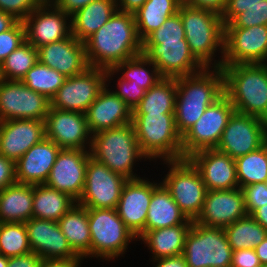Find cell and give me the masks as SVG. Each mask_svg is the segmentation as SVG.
I'll use <instances>...</instances> for the list:
<instances>
[{
    "label": "cell",
    "instance_id": "3",
    "mask_svg": "<svg viewBox=\"0 0 267 267\" xmlns=\"http://www.w3.org/2000/svg\"><path fill=\"white\" fill-rule=\"evenodd\" d=\"M178 13L190 52L205 68H221L224 56L222 16L211 10L185 4L180 5Z\"/></svg>",
    "mask_w": 267,
    "mask_h": 267
},
{
    "label": "cell",
    "instance_id": "15",
    "mask_svg": "<svg viewBox=\"0 0 267 267\" xmlns=\"http://www.w3.org/2000/svg\"><path fill=\"white\" fill-rule=\"evenodd\" d=\"M266 136V120L234 112L223 130L216 149L236 159L258 150Z\"/></svg>",
    "mask_w": 267,
    "mask_h": 267
},
{
    "label": "cell",
    "instance_id": "55",
    "mask_svg": "<svg viewBox=\"0 0 267 267\" xmlns=\"http://www.w3.org/2000/svg\"><path fill=\"white\" fill-rule=\"evenodd\" d=\"M150 262H153L152 264L155 267H188L186 259L182 254L161 259H154Z\"/></svg>",
    "mask_w": 267,
    "mask_h": 267
},
{
    "label": "cell",
    "instance_id": "45",
    "mask_svg": "<svg viewBox=\"0 0 267 267\" xmlns=\"http://www.w3.org/2000/svg\"><path fill=\"white\" fill-rule=\"evenodd\" d=\"M26 41L25 27L17 21L9 30L0 33V63Z\"/></svg>",
    "mask_w": 267,
    "mask_h": 267
},
{
    "label": "cell",
    "instance_id": "43",
    "mask_svg": "<svg viewBox=\"0 0 267 267\" xmlns=\"http://www.w3.org/2000/svg\"><path fill=\"white\" fill-rule=\"evenodd\" d=\"M255 25H267V0L245 8V11L224 25V28H248Z\"/></svg>",
    "mask_w": 267,
    "mask_h": 267
},
{
    "label": "cell",
    "instance_id": "33",
    "mask_svg": "<svg viewBox=\"0 0 267 267\" xmlns=\"http://www.w3.org/2000/svg\"><path fill=\"white\" fill-rule=\"evenodd\" d=\"M77 202L67 193L50 188L45 184L33 185L32 217L38 219H59Z\"/></svg>",
    "mask_w": 267,
    "mask_h": 267
},
{
    "label": "cell",
    "instance_id": "10",
    "mask_svg": "<svg viewBox=\"0 0 267 267\" xmlns=\"http://www.w3.org/2000/svg\"><path fill=\"white\" fill-rule=\"evenodd\" d=\"M234 112L235 108L225 94L208 106L198 121L182 135V159L204 149L216 148Z\"/></svg>",
    "mask_w": 267,
    "mask_h": 267
},
{
    "label": "cell",
    "instance_id": "29",
    "mask_svg": "<svg viewBox=\"0 0 267 267\" xmlns=\"http://www.w3.org/2000/svg\"><path fill=\"white\" fill-rule=\"evenodd\" d=\"M72 250L83 260L90 259L91 233L88 208L74 204L58 221ZM89 258V259H88Z\"/></svg>",
    "mask_w": 267,
    "mask_h": 267
},
{
    "label": "cell",
    "instance_id": "41",
    "mask_svg": "<svg viewBox=\"0 0 267 267\" xmlns=\"http://www.w3.org/2000/svg\"><path fill=\"white\" fill-rule=\"evenodd\" d=\"M32 252L25 223H0V254L7 258Z\"/></svg>",
    "mask_w": 267,
    "mask_h": 267
},
{
    "label": "cell",
    "instance_id": "12",
    "mask_svg": "<svg viewBox=\"0 0 267 267\" xmlns=\"http://www.w3.org/2000/svg\"><path fill=\"white\" fill-rule=\"evenodd\" d=\"M142 54L154 63L163 78H179L205 67L190 52L186 40L142 41Z\"/></svg>",
    "mask_w": 267,
    "mask_h": 267
},
{
    "label": "cell",
    "instance_id": "37",
    "mask_svg": "<svg viewBox=\"0 0 267 267\" xmlns=\"http://www.w3.org/2000/svg\"><path fill=\"white\" fill-rule=\"evenodd\" d=\"M224 230L233 251L254 249L267 237V230L251 215L240 218Z\"/></svg>",
    "mask_w": 267,
    "mask_h": 267
},
{
    "label": "cell",
    "instance_id": "46",
    "mask_svg": "<svg viewBox=\"0 0 267 267\" xmlns=\"http://www.w3.org/2000/svg\"><path fill=\"white\" fill-rule=\"evenodd\" d=\"M248 215L267 204V182L246 185L241 188Z\"/></svg>",
    "mask_w": 267,
    "mask_h": 267
},
{
    "label": "cell",
    "instance_id": "59",
    "mask_svg": "<svg viewBox=\"0 0 267 267\" xmlns=\"http://www.w3.org/2000/svg\"><path fill=\"white\" fill-rule=\"evenodd\" d=\"M254 249L263 267L267 265V237Z\"/></svg>",
    "mask_w": 267,
    "mask_h": 267
},
{
    "label": "cell",
    "instance_id": "24",
    "mask_svg": "<svg viewBox=\"0 0 267 267\" xmlns=\"http://www.w3.org/2000/svg\"><path fill=\"white\" fill-rule=\"evenodd\" d=\"M44 138V121L30 119L0 121V155L15 163Z\"/></svg>",
    "mask_w": 267,
    "mask_h": 267
},
{
    "label": "cell",
    "instance_id": "53",
    "mask_svg": "<svg viewBox=\"0 0 267 267\" xmlns=\"http://www.w3.org/2000/svg\"><path fill=\"white\" fill-rule=\"evenodd\" d=\"M95 0H55L53 3L68 15H73L76 11Z\"/></svg>",
    "mask_w": 267,
    "mask_h": 267
},
{
    "label": "cell",
    "instance_id": "61",
    "mask_svg": "<svg viewBox=\"0 0 267 267\" xmlns=\"http://www.w3.org/2000/svg\"><path fill=\"white\" fill-rule=\"evenodd\" d=\"M262 147L265 149L266 155H267V136L264 138Z\"/></svg>",
    "mask_w": 267,
    "mask_h": 267
},
{
    "label": "cell",
    "instance_id": "31",
    "mask_svg": "<svg viewBox=\"0 0 267 267\" xmlns=\"http://www.w3.org/2000/svg\"><path fill=\"white\" fill-rule=\"evenodd\" d=\"M33 184L17 183L0 191V223H25L32 218Z\"/></svg>",
    "mask_w": 267,
    "mask_h": 267
},
{
    "label": "cell",
    "instance_id": "32",
    "mask_svg": "<svg viewBox=\"0 0 267 267\" xmlns=\"http://www.w3.org/2000/svg\"><path fill=\"white\" fill-rule=\"evenodd\" d=\"M192 224H180L147 231L138 241L147 246L154 259L177 256L183 253L187 234Z\"/></svg>",
    "mask_w": 267,
    "mask_h": 267
},
{
    "label": "cell",
    "instance_id": "22",
    "mask_svg": "<svg viewBox=\"0 0 267 267\" xmlns=\"http://www.w3.org/2000/svg\"><path fill=\"white\" fill-rule=\"evenodd\" d=\"M188 159L198 169L207 190L239 187L235 159L216 148L195 152Z\"/></svg>",
    "mask_w": 267,
    "mask_h": 267
},
{
    "label": "cell",
    "instance_id": "19",
    "mask_svg": "<svg viewBox=\"0 0 267 267\" xmlns=\"http://www.w3.org/2000/svg\"><path fill=\"white\" fill-rule=\"evenodd\" d=\"M44 122L45 138L61 149L90 150L92 134L84 113L50 107Z\"/></svg>",
    "mask_w": 267,
    "mask_h": 267
},
{
    "label": "cell",
    "instance_id": "47",
    "mask_svg": "<svg viewBox=\"0 0 267 267\" xmlns=\"http://www.w3.org/2000/svg\"><path fill=\"white\" fill-rule=\"evenodd\" d=\"M41 3V0H0V10L23 21Z\"/></svg>",
    "mask_w": 267,
    "mask_h": 267
},
{
    "label": "cell",
    "instance_id": "58",
    "mask_svg": "<svg viewBox=\"0 0 267 267\" xmlns=\"http://www.w3.org/2000/svg\"><path fill=\"white\" fill-rule=\"evenodd\" d=\"M251 216L267 230V204L256 209Z\"/></svg>",
    "mask_w": 267,
    "mask_h": 267
},
{
    "label": "cell",
    "instance_id": "7",
    "mask_svg": "<svg viewBox=\"0 0 267 267\" xmlns=\"http://www.w3.org/2000/svg\"><path fill=\"white\" fill-rule=\"evenodd\" d=\"M88 218L91 258L103 262L118 260V257H125L123 255L126 254L129 244L138 241L119 217L116 209L88 208Z\"/></svg>",
    "mask_w": 267,
    "mask_h": 267
},
{
    "label": "cell",
    "instance_id": "21",
    "mask_svg": "<svg viewBox=\"0 0 267 267\" xmlns=\"http://www.w3.org/2000/svg\"><path fill=\"white\" fill-rule=\"evenodd\" d=\"M247 215L241 188L207 190L202 210L194 222L206 227L225 228Z\"/></svg>",
    "mask_w": 267,
    "mask_h": 267
},
{
    "label": "cell",
    "instance_id": "18",
    "mask_svg": "<svg viewBox=\"0 0 267 267\" xmlns=\"http://www.w3.org/2000/svg\"><path fill=\"white\" fill-rule=\"evenodd\" d=\"M22 22L26 41L36 48L71 35V16L54 3H41Z\"/></svg>",
    "mask_w": 267,
    "mask_h": 267
},
{
    "label": "cell",
    "instance_id": "34",
    "mask_svg": "<svg viewBox=\"0 0 267 267\" xmlns=\"http://www.w3.org/2000/svg\"><path fill=\"white\" fill-rule=\"evenodd\" d=\"M180 0H147L134 13L137 33L143 41L150 33L158 29L167 18L178 12Z\"/></svg>",
    "mask_w": 267,
    "mask_h": 267
},
{
    "label": "cell",
    "instance_id": "6",
    "mask_svg": "<svg viewBox=\"0 0 267 267\" xmlns=\"http://www.w3.org/2000/svg\"><path fill=\"white\" fill-rule=\"evenodd\" d=\"M132 125L149 162L182 159V136L176 129L174 114H132Z\"/></svg>",
    "mask_w": 267,
    "mask_h": 267
},
{
    "label": "cell",
    "instance_id": "54",
    "mask_svg": "<svg viewBox=\"0 0 267 267\" xmlns=\"http://www.w3.org/2000/svg\"><path fill=\"white\" fill-rule=\"evenodd\" d=\"M83 259H42L39 267H81Z\"/></svg>",
    "mask_w": 267,
    "mask_h": 267
},
{
    "label": "cell",
    "instance_id": "52",
    "mask_svg": "<svg viewBox=\"0 0 267 267\" xmlns=\"http://www.w3.org/2000/svg\"><path fill=\"white\" fill-rule=\"evenodd\" d=\"M42 258L30 252L24 255H19L15 257L8 258L7 267H39Z\"/></svg>",
    "mask_w": 267,
    "mask_h": 267
},
{
    "label": "cell",
    "instance_id": "23",
    "mask_svg": "<svg viewBox=\"0 0 267 267\" xmlns=\"http://www.w3.org/2000/svg\"><path fill=\"white\" fill-rule=\"evenodd\" d=\"M25 227L32 252L42 259H81L68 244L58 222L32 217Z\"/></svg>",
    "mask_w": 267,
    "mask_h": 267
},
{
    "label": "cell",
    "instance_id": "38",
    "mask_svg": "<svg viewBox=\"0 0 267 267\" xmlns=\"http://www.w3.org/2000/svg\"><path fill=\"white\" fill-rule=\"evenodd\" d=\"M38 62V49L25 41L0 63V79L21 81Z\"/></svg>",
    "mask_w": 267,
    "mask_h": 267
},
{
    "label": "cell",
    "instance_id": "11",
    "mask_svg": "<svg viewBox=\"0 0 267 267\" xmlns=\"http://www.w3.org/2000/svg\"><path fill=\"white\" fill-rule=\"evenodd\" d=\"M106 86V70L88 67L84 72L66 77L50 100V107L86 113L100 91Z\"/></svg>",
    "mask_w": 267,
    "mask_h": 267
},
{
    "label": "cell",
    "instance_id": "30",
    "mask_svg": "<svg viewBox=\"0 0 267 267\" xmlns=\"http://www.w3.org/2000/svg\"><path fill=\"white\" fill-rule=\"evenodd\" d=\"M116 0H95L71 15V34L84 42L117 11Z\"/></svg>",
    "mask_w": 267,
    "mask_h": 267
},
{
    "label": "cell",
    "instance_id": "8",
    "mask_svg": "<svg viewBox=\"0 0 267 267\" xmlns=\"http://www.w3.org/2000/svg\"><path fill=\"white\" fill-rule=\"evenodd\" d=\"M169 169L160 182L170 192L182 213L195 221L203 207L207 188L198 169L188 158L163 161Z\"/></svg>",
    "mask_w": 267,
    "mask_h": 267
},
{
    "label": "cell",
    "instance_id": "49",
    "mask_svg": "<svg viewBox=\"0 0 267 267\" xmlns=\"http://www.w3.org/2000/svg\"><path fill=\"white\" fill-rule=\"evenodd\" d=\"M261 0H227V5L222 14L223 24L230 23L238 14L245 11V8L258 4Z\"/></svg>",
    "mask_w": 267,
    "mask_h": 267
},
{
    "label": "cell",
    "instance_id": "17",
    "mask_svg": "<svg viewBox=\"0 0 267 267\" xmlns=\"http://www.w3.org/2000/svg\"><path fill=\"white\" fill-rule=\"evenodd\" d=\"M150 181L145 176L128 179L115 208L126 227L137 239L145 234V223L153 189L160 183V180Z\"/></svg>",
    "mask_w": 267,
    "mask_h": 267
},
{
    "label": "cell",
    "instance_id": "2",
    "mask_svg": "<svg viewBox=\"0 0 267 267\" xmlns=\"http://www.w3.org/2000/svg\"><path fill=\"white\" fill-rule=\"evenodd\" d=\"M176 83L175 125L182 136L224 94V75L222 68H204Z\"/></svg>",
    "mask_w": 267,
    "mask_h": 267
},
{
    "label": "cell",
    "instance_id": "28",
    "mask_svg": "<svg viewBox=\"0 0 267 267\" xmlns=\"http://www.w3.org/2000/svg\"><path fill=\"white\" fill-rule=\"evenodd\" d=\"M192 223L193 221L182 213L170 192L160 182L153 189L145 223V233L149 230Z\"/></svg>",
    "mask_w": 267,
    "mask_h": 267
},
{
    "label": "cell",
    "instance_id": "13",
    "mask_svg": "<svg viewBox=\"0 0 267 267\" xmlns=\"http://www.w3.org/2000/svg\"><path fill=\"white\" fill-rule=\"evenodd\" d=\"M127 180L90 156L84 189L77 203L85 208L115 209Z\"/></svg>",
    "mask_w": 267,
    "mask_h": 267
},
{
    "label": "cell",
    "instance_id": "4",
    "mask_svg": "<svg viewBox=\"0 0 267 267\" xmlns=\"http://www.w3.org/2000/svg\"><path fill=\"white\" fill-rule=\"evenodd\" d=\"M224 94L235 112L267 121V63L222 65Z\"/></svg>",
    "mask_w": 267,
    "mask_h": 267
},
{
    "label": "cell",
    "instance_id": "16",
    "mask_svg": "<svg viewBox=\"0 0 267 267\" xmlns=\"http://www.w3.org/2000/svg\"><path fill=\"white\" fill-rule=\"evenodd\" d=\"M267 63V25L224 28L222 65Z\"/></svg>",
    "mask_w": 267,
    "mask_h": 267
},
{
    "label": "cell",
    "instance_id": "57",
    "mask_svg": "<svg viewBox=\"0 0 267 267\" xmlns=\"http://www.w3.org/2000/svg\"><path fill=\"white\" fill-rule=\"evenodd\" d=\"M17 21L13 15L0 10V33L9 30Z\"/></svg>",
    "mask_w": 267,
    "mask_h": 267
},
{
    "label": "cell",
    "instance_id": "40",
    "mask_svg": "<svg viewBox=\"0 0 267 267\" xmlns=\"http://www.w3.org/2000/svg\"><path fill=\"white\" fill-rule=\"evenodd\" d=\"M66 77L39 61L21 80L29 89L45 95L49 100L63 85Z\"/></svg>",
    "mask_w": 267,
    "mask_h": 267
},
{
    "label": "cell",
    "instance_id": "36",
    "mask_svg": "<svg viewBox=\"0 0 267 267\" xmlns=\"http://www.w3.org/2000/svg\"><path fill=\"white\" fill-rule=\"evenodd\" d=\"M113 70L120 74L122 79L131 81L146 91L163 79L154 63L142 53L117 64Z\"/></svg>",
    "mask_w": 267,
    "mask_h": 267
},
{
    "label": "cell",
    "instance_id": "44",
    "mask_svg": "<svg viewBox=\"0 0 267 267\" xmlns=\"http://www.w3.org/2000/svg\"><path fill=\"white\" fill-rule=\"evenodd\" d=\"M185 39V30L180 14L167 18L155 31L150 33L143 41H179Z\"/></svg>",
    "mask_w": 267,
    "mask_h": 267
},
{
    "label": "cell",
    "instance_id": "62",
    "mask_svg": "<svg viewBox=\"0 0 267 267\" xmlns=\"http://www.w3.org/2000/svg\"><path fill=\"white\" fill-rule=\"evenodd\" d=\"M42 3H53L55 0H41Z\"/></svg>",
    "mask_w": 267,
    "mask_h": 267
},
{
    "label": "cell",
    "instance_id": "14",
    "mask_svg": "<svg viewBox=\"0 0 267 267\" xmlns=\"http://www.w3.org/2000/svg\"><path fill=\"white\" fill-rule=\"evenodd\" d=\"M50 100L29 89L22 81L0 79V121L30 119L45 121Z\"/></svg>",
    "mask_w": 267,
    "mask_h": 267
},
{
    "label": "cell",
    "instance_id": "26",
    "mask_svg": "<svg viewBox=\"0 0 267 267\" xmlns=\"http://www.w3.org/2000/svg\"><path fill=\"white\" fill-rule=\"evenodd\" d=\"M132 110L106 85L85 115L91 134L132 123Z\"/></svg>",
    "mask_w": 267,
    "mask_h": 267
},
{
    "label": "cell",
    "instance_id": "50",
    "mask_svg": "<svg viewBox=\"0 0 267 267\" xmlns=\"http://www.w3.org/2000/svg\"><path fill=\"white\" fill-rule=\"evenodd\" d=\"M16 182L15 162L0 155V191Z\"/></svg>",
    "mask_w": 267,
    "mask_h": 267
},
{
    "label": "cell",
    "instance_id": "25",
    "mask_svg": "<svg viewBox=\"0 0 267 267\" xmlns=\"http://www.w3.org/2000/svg\"><path fill=\"white\" fill-rule=\"evenodd\" d=\"M37 49L38 61L65 77L80 74L89 67L84 42L77 40L72 34Z\"/></svg>",
    "mask_w": 267,
    "mask_h": 267
},
{
    "label": "cell",
    "instance_id": "27",
    "mask_svg": "<svg viewBox=\"0 0 267 267\" xmlns=\"http://www.w3.org/2000/svg\"><path fill=\"white\" fill-rule=\"evenodd\" d=\"M61 148L52 140L44 138L32 146L16 163V182L45 184Z\"/></svg>",
    "mask_w": 267,
    "mask_h": 267
},
{
    "label": "cell",
    "instance_id": "1",
    "mask_svg": "<svg viewBox=\"0 0 267 267\" xmlns=\"http://www.w3.org/2000/svg\"><path fill=\"white\" fill-rule=\"evenodd\" d=\"M89 67L113 69L142 53L133 13L116 11L100 29L84 41Z\"/></svg>",
    "mask_w": 267,
    "mask_h": 267
},
{
    "label": "cell",
    "instance_id": "42",
    "mask_svg": "<svg viewBox=\"0 0 267 267\" xmlns=\"http://www.w3.org/2000/svg\"><path fill=\"white\" fill-rule=\"evenodd\" d=\"M116 76L118 77V80L116 79V86H114L113 84L112 88V86H110V83H112L111 80H113V78L115 80ZM106 85L108 87L110 86L111 88L109 89H111L114 94L122 99L132 111L140 103L146 93V90L140 88L138 85L131 83V81L122 79L120 75L118 76V74L113 69L106 70Z\"/></svg>",
    "mask_w": 267,
    "mask_h": 267
},
{
    "label": "cell",
    "instance_id": "48",
    "mask_svg": "<svg viewBox=\"0 0 267 267\" xmlns=\"http://www.w3.org/2000/svg\"><path fill=\"white\" fill-rule=\"evenodd\" d=\"M231 267H263L255 249L233 251Z\"/></svg>",
    "mask_w": 267,
    "mask_h": 267
},
{
    "label": "cell",
    "instance_id": "20",
    "mask_svg": "<svg viewBox=\"0 0 267 267\" xmlns=\"http://www.w3.org/2000/svg\"><path fill=\"white\" fill-rule=\"evenodd\" d=\"M90 156V150L61 149L45 185L67 193L78 202L84 189Z\"/></svg>",
    "mask_w": 267,
    "mask_h": 267
},
{
    "label": "cell",
    "instance_id": "51",
    "mask_svg": "<svg viewBox=\"0 0 267 267\" xmlns=\"http://www.w3.org/2000/svg\"><path fill=\"white\" fill-rule=\"evenodd\" d=\"M181 4L211 10L222 16L226 9L227 0H180Z\"/></svg>",
    "mask_w": 267,
    "mask_h": 267
},
{
    "label": "cell",
    "instance_id": "56",
    "mask_svg": "<svg viewBox=\"0 0 267 267\" xmlns=\"http://www.w3.org/2000/svg\"><path fill=\"white\" fill-rule=\"evenodd\" d=\"M147 0H116L117 9L121 12L135 13Z\"/></svg>",
    "mask_w": 267,
    "mask_h": 267
},
{
    "label": "cell",
    "instance_id": "35",
    "mask_svg": "<svg viewBox=\"0 0 267 267\" xmlns=\"http://www.w3.org/2000/svg\"><path fill=\"white\" fill-rule=\"evenodd\" d=\"M176 94V78H163L146 91L132 114H174Z\"/></svg>",
    "mask_w": 267,
    "mask_h": 267
},
{
    "label": "cell",
    "instance_id": "9",
    "mask_svg": "<svg viewBox=\"0 0 267 267\" xmlns=\"http://www.w3.org/2000/svg\"><path fill=\"white\" fill-rule=\"evenodd\" d=\"M182 255L188 267H231L233 250L224 228L206 227L193 221Z\"/></svg>",
    "mask_w": 267,
    "mask_h": 267
},
{
    "label": "cell",
    "instance_id": "60",
    "mask_svg": "<svg viewBox=\"0 0 267 267\" xmlns=\"http://www.w3.org/2000/svg\"><path fill=\"white\" fill-rule=\"evenodd\" d=\"M8 258L0 254V267H7Z\"/></svg>",
    "mask_w": 267,
    "mask_h": 267
},
{
    "label": "cell",
    "instance_id": "5",
    "mask_svg": "<svg viewBox=\"0 0 267 267\" xmlns=\"http://www.w3.org/2000/svg\"><path fill=\"white\" fill-rule=\"evenodd\" d=\"M90 154L127 179L140 178L134 168L139 161L148 160L141 151L132 123L93 134Z\"/></svg>",
    "mask_w": 267,
    "mask_h": 267
},
{
    "label": "cell",
    "instance_id": "39",
    "mask_svg": "<svg viewBox=\"0 0 267 267\" xmlns=\"http://www.w3.org/2000/svg\"><path fill=\"white\" fill-rule=\"evenodd\" d=\"M239 188L260 182H267V155L261 146L235 159Z\"/></svg>",
    "mask_w": 267,
    "mask_h": 267
}]
</instances>
